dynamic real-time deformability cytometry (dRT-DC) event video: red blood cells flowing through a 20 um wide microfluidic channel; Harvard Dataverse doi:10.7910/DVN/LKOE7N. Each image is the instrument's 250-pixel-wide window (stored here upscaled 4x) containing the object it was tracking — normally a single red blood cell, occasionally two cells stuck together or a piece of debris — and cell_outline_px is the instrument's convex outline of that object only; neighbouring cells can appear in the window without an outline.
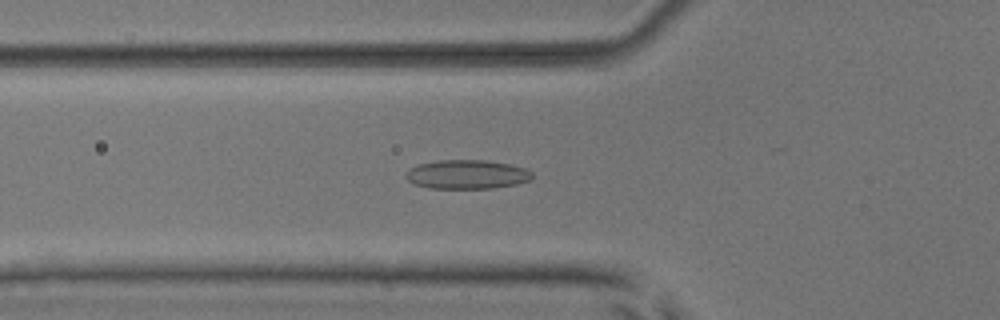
{"species": "common noctule bat (a hibernating species)", "species_latin": "Nyctalus noctula", "temperature_condition": "room temperature", "stored_images_in_passage": 53, "camera_frame_rate_fps": 3000, "um_per_image_px": 0.085, "animal": {"sex": "male", "body_mass_g": 17.9, "forearm_length_mm": 54.2}, "frame": {"image": 1, "passage_image": 19, "time_ms": 6.0, "image_size_px": [1000, 320], "cell_outline_px": [[532, 176], [528, 180], [516, 184], [492, 188], [428, 188], [412, 184], [404, 176], [412, 168], [420, 164], [440, 160], [484, 160], [512, 164], [524, 168], [532, 172]], "centroid_in_image_um": [39.69, 14.83], "position_along_channel_um": 86.1, "area_um2": 21.21}}
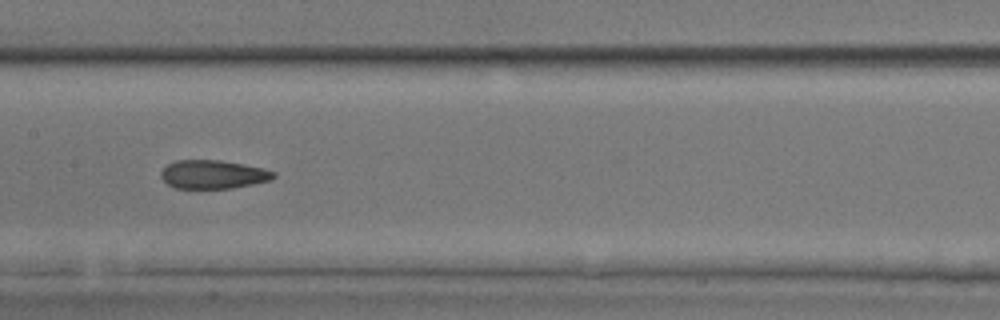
{"frame": {"image": 2, "passage_image": 27, "time_ms": 8.667, "image_size_px": [1000, 320], "cell_outline_px": [[276, 176], [268, 180], [252, 184], [232, 188], [176, 188], [168, 184], [160, 176], [160, 172], [168, 164], [176, 160], [220, 160], [260, 168], [276, 172]], "centroid_in_image_um": [18.07, 14.82], "position_along_channel_um": 189.3, "area_um2": 18.44}}
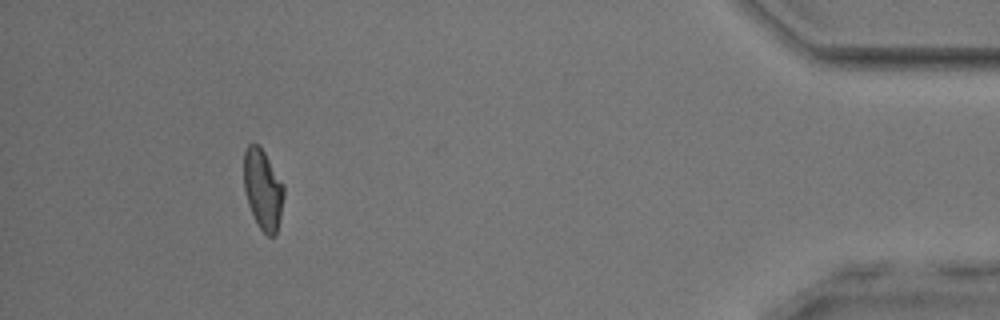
{"frame": {"image": 3, "passage_image": 49, "time_ms": 16.0, "image_size_px": [1000, 320], "cell_outline_px": [[284, 196], [280, 220], [276, 236], [268, 236], [256, 224], [248, 204], [244, 188], [244, 152], [248, 144], [256, 144], [264, 152], [284, 184]], "centroid_in_image_um": [22.36, 16.14], "position_along_channel_um": 412.8, "area_um2": 18.79}, "authors_computed_cell_mechanics": {"area_um2": 19.7676, "velocity_mm_per_s": 3.8644, "shape_relaxation_time_tau1_ms": 10.6188, "shape_relaxation_time_tau2_ms": 1.6309, "deformation_change_tau1": 0.2174, "deformation_change_tau2": 0.0749}}